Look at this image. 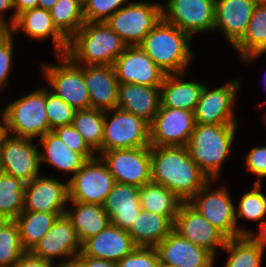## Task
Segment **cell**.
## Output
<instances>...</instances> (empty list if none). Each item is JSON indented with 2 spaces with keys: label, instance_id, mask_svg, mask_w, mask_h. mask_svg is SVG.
<instances>
[{
  "label": "cell",
  "instance_id": "cell-16",
  "mask_svg": "<svg viewBox=\"0 0 266 267\" xmlns=\"http://www.w3.org/2000/svg\"><path fill=\"white\" fill-rule=\"evenodd\" d=\"M113 67L119 84L161 86L166 75L139 46H127Z\"/></svg>",
  "mask_w": 266,
  "mask_h": 267
},
{
  "label": "cell",
  "instance_id": "cell-4",
  "mask_svg": "<svg viewBox=\"0 0 266 267\" xmlns=\"http://www.w3.org/2000/svg\"><path fill=\"white\" fill-rule=\"evenodd\" d=\"M237 124H197L187 148L191 159L211 180L217 179L222 163L229 155Z\"/></svg>",
  "mask_w": 266,
  "mask_h": 267
},
{
  "label": "cell",
  "instance_id": "cell-43",
  "mask_svg": "<svg viewBox=\"0 0 266 267\" xmlns=\"http://www.w3.org/2000/svg\"><path fill=\"white\" fill-rule=\"evenodd\" d=\"M159 256L155 247H136L117 262L118 267H157Z\"/></svg>",
  "mask_w": 266,
  "mask_h": 267
},
{
  "label": "cell",
  "instance_id": "cell-54",
  "mask_svg": "<svg viewBox=\"0 0 266 267\" xmlns=\"http://www.w3.org/2000/svg\"><path fill=\"white\" fill-rule=\"evenodd\" d=\"M256 4L259 5H265L266 6V0H254Z\"/></svg>",
  "mask_w": 266,
  "mask_h": 267
},
{
  "label": "cell",
  "instance_id": "cell-31",
  "mask_svg": "<svg viewBox=\"0 0 266 267\" xmlns=\"http://www.w3.org/2000/svg\"><path fill=\"white\" fill-rule=\"evenodd\" d=\"M233 48L247 62L266 52L265 5H255L245 34Z\"/></svg>",
  "mask_w": 266,
  "mask_h": 267
},
{
  "label": "cell",
  "instance_id": "cell-39",
  "mask_svg": "<svg viewBox=\"0 0 266 267\" xmlns=\"http://www.w3.org/2000/svg\"><path fill=\"white\" fill-rule=\"evenodd\" d=\"M261 184L255 183L252 191L244 193L240 199L235 218H246L251 221L265 220L266 216V195L261 191Z\"/></svg>",
  "mask_w": 266,
  "mask_h": 267
},
{
  "label": "cell",
  "instance_id": "cell-12",
  "mask_svg": "<svg viewBox=\"0 0 266 267\" xmlns=\"http://www.w3.org/2000/svg\"><path fill=\"white\" fill-rule=\"evenodd\" d=\"M31 138L6 133L0 142V168L9 175L30 182L39 175L40 152Z\"/></svg>",
  "mask_w": 266,
  "mask_h": 267
},
{
  "label": "cell",
  "instance_id": "cell-33",
  "mask_svg": "<svg viewBox=\"0 0 266 267\" xmlns=\"http://www.w3.org/2000/svg\"><path fill=\"white\" fill-rule=\"evenodd\" d=\"M66 212L22 211L15 219L19 227L20 240L25 251H31L52 228L56 219Z\"/></svg>",
  "mask_w": 266,
  "mask_h": 267
},
{
  "label": "cell",
  "instance_id": "cell-23",
  "mask_svg": "<svg viewBox=\"0 0 266 267\" xmlns=\"http://www.w3.org/2000/svg\"><path fill=\"white\" fill-rule=\"evenodd\" d=\"M255 5L254 0H215L214 31L220 29L233 47L245 34Z\"/></svg>",
  "mask_w": 266,
  "mask_h": 267
},
{
  "label": "cell",
  "instance_id": "cell-17",
  "mask_svg": "<svg viewBox=\"0 0 266 267\" xmlns=\"http://www.w3.org/2000/svg\"><path fill=\"white\" fill-rule=\"evenodd\" d=\"M173 229L196 246L209 251L214 257L216 248H224L227 241V238L188 202L181 204Z\"/></svg>",
  "mask_w": 266,
  "mask_h": 267
},
{
  "label": "cell",
  "instance_id": "cell-5",
  "mask_svg": "<svg viewBox=\"0 0 266 267\" xmlns=\"http://www.w3.org/2000/svg\"><path fill=\"white\" fill-rule=\"evenodd\" d=\"M3 113L6 133L11 135L34 139L50 131L45 110V89H36L9 103Z\"/></svg>",
  "mask_w": 266,
  "mask_h": 267
},
{
  "label": "cell",
  "instance_id": "cell-35",
  "mask_svg": "<svg viewBox=\"0 0 266 267\" xmlns=\"http://www.w3.org/2000/svg\"><path fill=\"white\" fill-rule=\"evenodd\" d=\"M50 14L56 28L70 40L84 25L83 4L79 0H59Z\"/></svg>",
  "mask_w": 266,
  "mask_h": 267
},
{
  "label": "cell",
  "instance_id": "cell-29",
  "mask_svg": "<svg viewBox=\"0 0 266 267\" xmlns=\"http://www.w3.org/2000/svg\"><path fill=\"white\" fill-rule=\"evenodd\" d=\"M72 205L75 209L72 212L66 210L65 214L72 222L81 244L111 223L103 205L76 201H72Z\"/></svg>",
  "mask_w": 266,
  "mask_h": 267
},
{
  "label": "cell",
  "instance_id": "cell-41",
  "mask_svg": "<svg viewBox=\"0 0 266 267\" xmlns=\"http://www.w3.org/2000/svg\"><path fill=\"white\" fill-rule=\"evenodd\" d=\"M127 0H87L83 4L86 22H106Z\"/></svg>",
  "mask_w": 266,
  "mask_h": 267
},
{
  "label": "cell",
  "instance_id": "cell-18",
  "mask_svg": "<svg viewBox=\"0 0 266 267\" xmlns=\"http://www.w3.org/2000/svg\"><path fill=\"white\" fill-rule=\"evenodd\" d=\"M239 79L209 90L205 85L194 111L197 124H237L233 102L239 89Z\"/></svg>",
  "mask_w": 266,
  "mask_h": 267
},
{
  "label": "cell",
  "instance_id": "cell-46",
  "mask_svg": "<svg viewBox=\"0 0 266 267\" xmlns=\"http://www.w3.org/2000/svg\"><path fill=\"white\" fill-rule=\"evenodd\" d=\"M12 267H58L56 264L26 251Z\"/></svg>",
  "mask_w": 266,
  "mask_h": 267
},
{
  "label": "cell",
  "instance_id": "cell-7",
  "mask_svg": "<svg viewBox=\"0 0 266 267\" xmlns=\"http://www.w3.org/2000/svg\"><path fill=\"white\" fill-rule=\"evenodd\" d=\"M58 64L43 65V73L52 86L55 96L64 100L75 110L90 108V96L83 74V65L76 64L67 54H59Z\"/></svg>",
  "mask_w": 266,
  "mask_h": 267
},
{
  "label": "cell",
  "instance_id": "cell-25",
  "mask_svg": "<svg viewBox=\"0 0 266 267\" xmlns=\"http://www.w3.org/2000/svg\"><path fill=\"white\" fill-rule=\"evenodd\" d=\"M9 30L12 34L20 30L38 40L52 35L56 55L66 54L68 50L69 40L54 25L49 10L39 7L27 10L17 16Z\"/></svg>",
  "mask_w": 266,
  "mask_h": 267
},
{
  "label": "cell",
  "instance_id": "cell-42",
  "mask_svg": "<svg viewBox=\"0 0 266 267\" xmlns=\"http://www.w3.org/2000/svg\"><path fill=\"white\" fill-rule=\"evenodd\" d=\"M53 131L72 151L80 153L86 160L95 158V152L88 146L83 139V136L74 128L72 124L59 126Z\"/></svg>",
  "mask_w": 266,
  "mask_h": 267
},
{
  "label": "cell",
  "instance_id": "cell-1",
  "mask_svg": "<svg viewBox=\"0 0 266 267\" xmlns=\"http://www.w3.org/2000/svg\"><path fill=\"white\" fill-rule=\"evenodd\" d=\"M151 182L188 202L210 180L191 159L187 146H150Z\"/></svg>",
  "mask_w": 266,
  "mask_h": 267
},
{
  "label": "cell",
  "instance_id": "cell-13",
  "mask_svg": "<svg viewBox=\"0 0 266 267\" xmlns=\"http://www.w3.org/2000/svg\"><path fill=\"white\" fill-rule=\"evenodd\" d=\"M162 19L187 32L214 31L215 0H167Z\"/></svg>",
  "mask_w": 266,
  "mask_h": 267
},
{
  "label": "cell",
  "instance_id": "cell-34",
  "mask_svg": "<svg viewBox=\"0 0 266 267\" xmlns=\"http://www.w3.org/2000/svg\"><path fill=\"white\" fill-rule=\"evenodd\" d=\"M72 125L95 153H101L104 111L94 108L76 110Z\"/></svg>",
  "mask_w": 266,
  "mask_h": 267
},
{
  "label": "cell",
  "instance_id": "cell-52",
  "mask_svg": "<svg viewBox=\"0 0 266 267\" xmlns=\"http://www.w3.org/2000/svg\"><path fill=\"white\" fill-rule=\"evenodd\" d=\"M11 221L12 220L8 216L0 212V231Z\"/></svg>",
  "mask_w": 266,
  "mask_h": 267
},
{
  "label": "cell",
  "instance_id": "cell-48",
  "mask_svg": "<svg viewBox=\"0 0 266 267\" xmlns=\"http://www.w3.org/2000/svg\"><path fill=\"white\" fill-rule=\"evenodd\" d=\"M15 12L10 17L9 29L14 25L16 18L19 14L38 7V0H13Z\"/></svg>",
  "mask_w": 266,
  "mask_h": 267
},
{
  "label": "cell",
  "instance_id": "cell-32",
  "mask_svg": "<svg viewBox=\"0 0 266 267\" xmlns=\"http://www.w3.org/2000/svg\"><path fill=\"white\" fill-rule=\"evenodd\" d=\"M183 200L165 186L149 182L140 187L142 210L166 216L173 224Z\"/></svg>",
  "mask_w": 266,
  "mask_h": 267
},
{
  "label": "cell",
  "instance_id": "cell-28",
  "mask_svg": "<svg viewBox=\"0 0 266 267\" xmlns=\"http://www.w3.org/2000/svg\"><path fill=\"white\" fill-rule=\"evenodd\" d=\"M173 225L166 216L141 210L127 232L137 247H155L173 230Z\"/></svg>",
  "mask_w": 266,
  "mask_h": 267
},
{
  "label": "cell",
  "instance_id": "cell-14",
  "mask_svg": "<svg viewBox=\"0 0 266 267\" xmlns=\"http://www.w3.org/2000/svg\"><path fill=\"white\" fill-rule=\"evenodd\" d=\"M81 249L82 244L74 230L73 224L64 214L56 219L52 228L30 252L52 263L56 257H69L71 260H59L56 265L58 267H72Z\"/></svg>",
  "mask_w": 266,
  "mask_h": 267
},
{
  "label": "cell",
  "instance_id": "cell-47",
  "mask_svg": "<svg viewBox=\"0 0 266 267\" xmlns=\"http://www.w3.org/2000/svg\"><path fill=\"white\" fill-rule=\"evenodd\" d=\"M72 267H118L117 262L85 256L80 252L75 258Z\"/></svg>",
  "mask_w": 266,
  "mask_h": 267
},
{
  "label": "cell",
  "instance_id": "cell-49",
  "mask_svg": "<svg viewBox=\"0 0 266 267\" xmlns=\"http://www.w3.org/2000/svg\"><path fill=\"white\" fill-rule=\"evenodd\" d=\"M248 236L262 249V253H264L266 247V221L260 223L258 234L255 235V233L250 232Z\"/></svg>",
  "mask_w": 266,
  "mask_h": 267
},
{
  "label": "cell",
  "instance_id": "cell-10",
  "mask_svg": "<svg viewBox=\"0 0 266 267\" xmlns=\"http://www.w3.org/2000/svg\"><path fill=\"white\" fill-rule=\"evenodd\" d=\"M115 184L113 175L97 156L87 160L68 180L69 201L104 205Z\"/></svg>",
  "mask_w": 266,
  "mask_h": 267
},
{
  "label": "cell",
  "instance_id": "cell-58",
  "mask_svg": "<svg viewBox=\"0 0 266 267\" xmlns=\"http://www.w3.org/2000/svg\"><path fill=\"white\" fill-rule=\"evenodd\" d=\"M82 4H84L87 0H79Z\"/></svg>",
  "mask_w": 266,
  "mask_h": 267
},
{
  "label": "cell",
  "instance_id": "cell-27",
  "mask_svg": "<svg viewBox=\"0 0 266 267\" xmlns=\"http://www.w3.org/2000/svg\"><path fill=\"white\" fill-rule=\"evenodd\" d=\"M184 73L166 74L161 90V106L195 111L204 84L182 81Z\"/></svg>",
  "mask_w": 266,
  "mask_h": 267
},
{
  "label": "cell",
  "instance_id": "cell-20",
  "mask_svg": "<svg viewBox=\"0 0 266 267\" xmlns=\"http://www.w3.org/2000/svg\"><path fill=\"white\" fill-rule=\"evenodd\" d=\"M68 201V182L37 176L26 183L23 211L66 212Z\"/></svg>",
  "mask_w": 266,
  "mask_h": 267
},
{
  "label": "cell",
  "instance_id": "cell-6",
  "mask_svg": "<svg viewBox=\"0 0 266 267\" xmlns=\"http://www.w3.org/2000/svg\"><path fill=\"white\" fill-rule=\"evenodd\" d=\"M110 112L114 116L109 121L107 117ZM150 146L149 122L119 108L104 111L101 152Z\"/></svg>",
  "mask_w": 266,
  "mask_h": 267
},
{
  "label": "cell",
  "instance_id": "cell-53",
  "mask_svg": "<svg viewBox=\"0 0 266 267\" xmlns=\"http://www.w3.org/2000/svg\"><path fill=\"white\" fill-rule=\"evenodd\" d=\"M1 121H3V124H0V142L2 141V138L6 134V125H5V116L2 111Z\"/></svg>",
  "mask_w": 266,
  "mask_h": 267
},
{
  "label": "cell",
  "instance_id": "cell-9",
  "mask_svg": "<svg viewBox=\"0 0 266 267\" xmlns=\"http://www.w3.org/2000/svg\"><path fill=\"white\" fill-rule=\"evenodd\" d=\"M162 19V5L135 2L124 5L106 23L127 46H138Z\"/></svg>",
  "mask_w": 266,
  "mask_h": 267
},
{
  "label": "cell",
  "instance_id": "cell-38",
  "mask_svg": "<svg viewBox=\"0 0 266 267\" xmlns=\"http://www.w3.org/2000/svg\"><path fill=\"white\" fill-rule=\"evenodd\" d=\"M25 252L18 224L12 220L0 231V267H12Z\"/></svg>",
  "mask_w": 266,
  "mask_h": 267
},
{
  "label": "cell",
  "instance_id": "cell-8",
  "mask_svg": "<svg viewBox=\"0 0 266 267\" xmlns=\"http://www.w3.org/2000/svg\"><path fill=\"white\" fill-rule=\"evenodd\" d=\"M210 181L188 203L201 213L227 239L248 235L251 231L237 226L238 222H236L235 218L236 208L225 187L210 192Z\"/></svg>",
  "mask_w": 266,
  "mask_h": 267
},
{
  "label": "cell",
  "instance_id": "cell-40",
  "mask_svg": "<svg viewBox=\"0 0 266 267\" xmlns=\"http://www.w3.org/2000/svg\"><path fill=\"white\" fill-rule=\"evenodd\" d=\"M45 110L49 120L50 131L59 126L70 125L76 110L51 91L45 89Z\"/></svg>",
  "mask_w": 266,
  "mask_h": 267
},
{
  "label": "cell",
  "instance_id": "cell-3",
  "mask_svg": "<svg viewBox=\"0 0 266 267\" xmlns=\"http://www.w3.org/2000/svg\"><path fill=\"white\" fill-rule=\"evenodd\" d=\"M191 36L163 19L138 45L166 74L185 73L192 59Z\"/></svg>",
  "mask_w": 266,
  "mask_h": 267
},
{
  "label": "cell",
  "instance_id": "cell-56",
  "mask_svg": "<svg viewBox=\"0 0 266 267\" xmlns=\"http://www.w3.org/2000/svg\"><path fill=\"white\" fill-rule=\"evenodd\" d=\"M6 31V29L0 27V36Z\"/></svg>",
  "mask_w": 266,
  "mask_h": 267
},
{
  "label": "cell",
  "instance_id": "cell-19",
  "mask_svg": "<svg viewBox=\"0 0 266 267\" xmlns=\"http://www.w3.org/2000/svg\"><path fill=\"white\" fill-rule=\"evenodd\" d=\"M159 263L170 267H213L214 256L196 246L174 229L155 246Z\"/></svg>",
  "mask_w": 266,
  "mask_h": 267
},
{
  "label": "cell",
  "instance_id": "cell-45",
  "mask_svg": "<svg viewBox=\"0 0 266 267\" xmlns=\"http://www.w3.org/2000/svg\"><path fill=\"white\" fill-rule=\"evenodd\" d=\"M245 164L252 174L258 176L255 183L260 184L261 177H266V146L254 147L246 155Z\"/></svg>",
  "mask_w": 266,
  "mask_h": 267
},
{
  "label": "cell",
  "instance_id": "cell-26",
  "mask_svg": "<svg viewBox=\"0 0 266 267\" xmlns=\"http://www.w3.org/2000/svg\"><path fill=\"white\" fill-rule=\"evenodd\" d=\"M161 106L160 86L119 84L117 106L151 123Z\"/></svg>",
  "mask_w": 266,
  "mask_h": 267
},
{
  "label": "cell",
  "instance_id": "cell-21",
  "mask_svg": "<svg viewBox=\"0 0 266 267\" xmlns=\"http://www.w3.org/2000/svg\"><path fill=\"white\" fill-rule=\"evenodd\" d=\"M90 108L108 111L116 108L119 81L113 65H83Z\"/></svg>",
  "mask_w": 266,
  "mask_h": 267
},
{
  "label": "cell",
  "instance_id": "cell-22",
  "mask_svg": "<svg viewBox=\"0 0 266 267\" xmlns=\"http://www.w3.org/2000/svg\"><path fill=\"white\" fill-rule=\"evenodd\" d=\"M136 247L126 230L110 223L99 234L87 239L81 252L88 257L119 262Z\"/></svg>",
  "mask_w": 266,
  "mask_h": 267
},
{
  "label": "cell",
  "instance_id": "cell-51",
  "mask_svg": "<svg viewBox=\"0 0 266 267\" xmlns=\"http://www.w3.org/2000/svg\"><path fill=\"white\" fill-rule=\"evenodd\" d=\"M59 0H38V7L45 10H49L58 2Z\"/></svg>",
  "mask_w": 266,
  "mask_h": 267
},
{
  "label": "cell",
  "instance_id": "cell-50",
  "mask_svg": "<svg viewBox=\"0 0 266 267\" xmlns=\"http://www.w3.org/2000/svg\"><path fill=\"white\" fill-rule=\"evenodd\" d=\"M8 9H15L13 5V0H0V27L9 30V23L3 18L4 11Z\"/></svg>",
  "mask_w": 266,
  "mask_h": 267
},
{
  "label": "cell",
  "instance_id": "cell-55",
  "mask_svg": "<svg viewBox=\"0 0 266 267\" xmlns=\"http://www.w3.org/2000/svg\"><path fill=\"white\" fill-rule=\"evenodd\" d=\"M5 174V172L0 168V181H1V178L2 176Z\"/></svg>",
  "mask_w": 266,
  "mask_h": 267
},
{
  "label": "cell",
  "instance_id": "cell-37",
  "mask_svg": "<svg viewBox=\"0 0 266 267\" xmlns=\"http://www.w3.org/2000/svg\"><path fill=\"white\" fill-rule=\"evenodd\" d=\"M26 182L4 174L0 181V212L15 220L23 211Z\"/></svg>",
  "mask_w": 266,
  "mask_h": 267
},
{
  "label": "cell",
  "instance_id": "cell-36",
  "mask_svg": "<svg viewBox=\"0 0 266 267\" xmlns=\"http://www.w3.org/2000/svg\"><path fill=\"white\" fill-rule=\"evenodd\" d=\"M223 249L230 252L225 267H261L262 249L248 235L227 239Z\"/></svg>",
  "mask_w": 266,
  "mask_h": 267
},
{
  "label": "cell",
  "instance_id": "cell-2",
  "mask_svg": "<svg viewBox=\"0 0 266 267\" xmlns=\"http://www.w3.org/2000/svg\"><path fill=\"white\" fill-rule=\"evenodd\" d=\"M126 47L106 22H85L69 40L66 54L78 65H113Z\"/></svg>",
  "mask_w": 266,
  "mask_h": 267
},
{
  "label": "cell",
  "instance_id": "cell-24",
  "mask_svg": "<svg viewBox=\"0 0 266 267\" xmlns=\"http://www.w3.org/2000/svg\"><path fill=\"white\" fill-rule=\"evenodd\" d=\"M103 206L111 224L128 231L142 210L140 187L115 182Z\"/></svg>",
  "mask_w": 266,
  "mask_h": 267
},
{
  "label": "cell",
  "instance_id": "cell-15",
  "mask_svg": "<svg viewBox=\"0 0 266 267\" xmlns=\"http://www.w3.org/2000/svg\"><path fill=\"white\" fill-rule=\"evenodd\" d=\"M195 125L193 111L160 106L150 123V145L187 146Z\"/></svg>",
  "mask_w": 266,
  "mask_h": 267
},
{
  "label": "cell",
  "instance_id": "cell-44",
  "mask_svg": "<svg viewBox=\"0 0 266 267\" xmlns=\"http://www.w3.org/2000/svg\"><path fill=\"white\" fill-rule=\"evenodd\" d=\"M13 34L6 30L0 36V88L6 83L8 74L12 66L13 58Z\"/></svg>",
  "mask_w": 266,
  "mask_h": 267
},
{
  "label": "cell",
  "instance_id": "cell-11",
  "mask_svg": "<svg viewBox=\"0 0 266 267\" xmlns=\"http://www.w3.org/2000/svg\"><path fill=\"white\" fill-rule=\"evenodd\" d=\"M115 182L137 187L151 182L150 147L110 150L99 153Z\"/></svg>",
  "mask_w": 266,
  "mask_h": 267
},
{
  "label": "cell",
  "instance_id": "cell-57",
  "mask_svg": "<svg viewBox=\"0 0 266 267\" xmlns=\"http://www.w3.org/2000/svg\"><path fill=\"white\" fill-rule=\"evenodd\" d=\"M157 267H170V266H167V265H164L162 263H159Z\"/></svg>",
  "mask_w": 266,
  "mask_h": 267
},
{
  "label": "cell",
  "instance_id": "cell-30",
  "mask_svg": "<svg viewBox=\"0 0 266 267\" xmlns=\"http://www.w3.org/2000/svg\"><path fill=\"white\" fill-rule=\"evenodd\" d=\"M38 143L44 149V153H39L40 163L48 162L64 173L75 174L87 161L80 153L67 147L53 130L39 138Z\"/></svg>",
  "mask_w": 266,
  "mask_h": 267
}]
</instances>
